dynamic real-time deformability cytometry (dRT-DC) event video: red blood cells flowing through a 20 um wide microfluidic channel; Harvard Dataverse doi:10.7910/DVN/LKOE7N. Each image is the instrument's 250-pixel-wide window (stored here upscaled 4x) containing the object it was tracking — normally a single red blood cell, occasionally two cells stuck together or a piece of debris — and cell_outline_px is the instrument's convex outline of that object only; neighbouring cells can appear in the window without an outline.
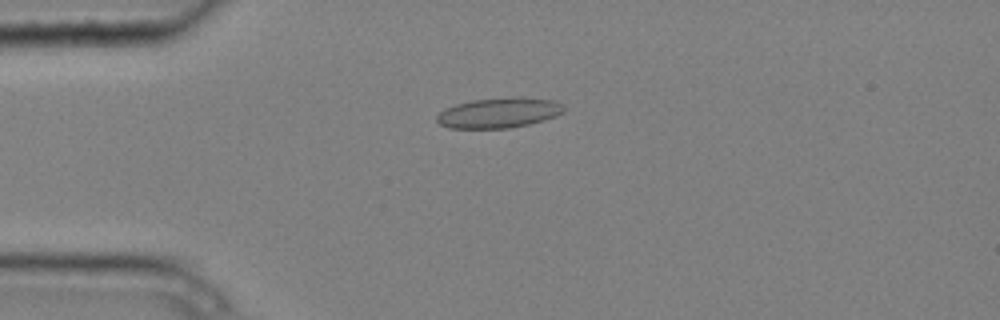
{"species": "common noctule bat (a hibernating species)", "species_latin": "Nyctalus noctula", "temperature_condition": "cold", "stored_images_in_passage": 3, "camera_frame_rate_fps": 3000, "um_per_image_px": 0.085, "animal": {"sex": "male", "body_mass_g": 20.4}, "frame": {"image": 1, "passage_image": 2, "time_ms": 0.333, "image_size_px": [1000, 320], "cell_outline_px": [[564, 112], [556, 116], [544, 120], [528, 124], [508, 128], [448, 128], [440, 124], [436, 120], [436, 116], [440, 112], [456, 104], [472, 100], [512, 96], [520, 96], [556, 100], [564, 104]], "centroid_in_image_um": [42.46, 9.57], "position_along_channel_um": 42.5, "area_um2": 22.6}}